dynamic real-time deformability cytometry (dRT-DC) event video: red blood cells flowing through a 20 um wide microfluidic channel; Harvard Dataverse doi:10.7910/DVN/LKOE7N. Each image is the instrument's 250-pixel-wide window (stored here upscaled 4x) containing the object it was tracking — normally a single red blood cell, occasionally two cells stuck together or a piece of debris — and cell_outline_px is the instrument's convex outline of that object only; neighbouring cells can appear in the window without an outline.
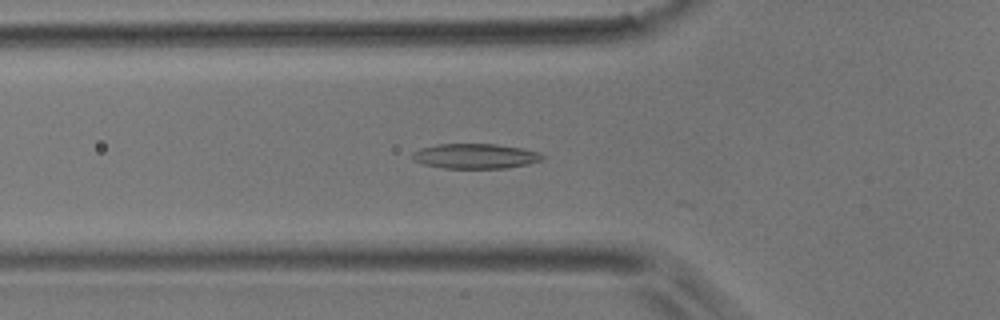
{"species": "common noctule bat (a hibernating species)", "species_latin": "Nyctalus noctula", "temperature_condition": "room temperature", "stored_images_in_passage": 23, "camera_frame_rate_fps": 3000, "um_per_image_px": 0.085, "animal": {"sex": "male", "body_mass_g": 17.9}, "frame": {"image": 1, "passage_image": 14, "time_ms": 4.333, "image_size_px": [1000, 320], "cell_outline_px": [[544, 160], [528, 164], [504, 168], [444, 168], [424, 164], [412, 160], [412, 152], [420, 148], [436, 144], [496, 144], [520, 148], [540, 152], [544, 156]], "centroid_in_image_um": [40.39, 13.27], "position_along_channel_um": 85.4, "area_um2": 18.96}}
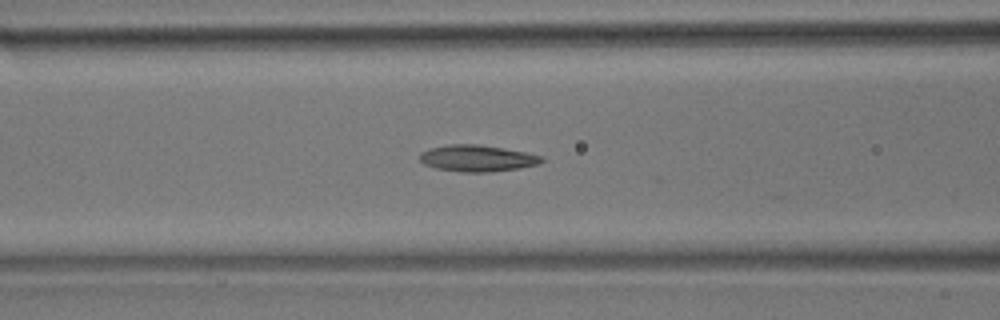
{"frame": {"image": 2, "passage_image": 17, "time_ms": 5.333, "image_size_px": [1000, 320], "cell_outline_px": [[544, 160], [540, 164], [520, 168], [492, 172], [460, 172], [436, 168], [424, 164], [420, 160], [420, 152], [428, 148], [448, 144], [480, 144], [504, 148], [544, 156]], "centroid_in_image_um": [40.57, 13.45], "position_along_channel_um": 126.0, "area_um2": 19.07}}
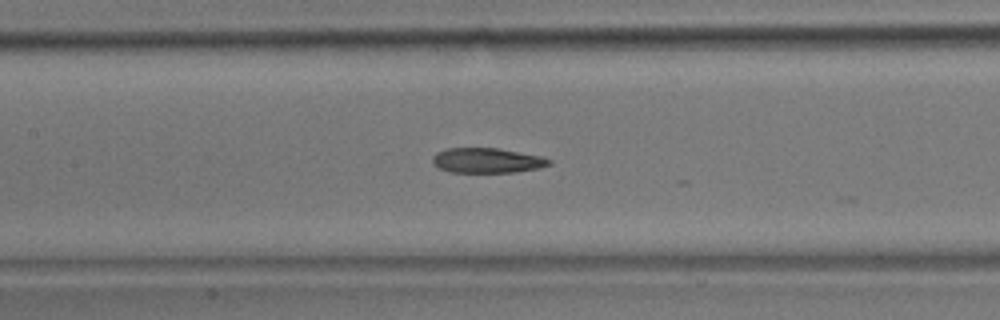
{"frame": {"image": 3, "passage_image": 20, "time_ms": 6.333, "image_size_px": [1000, 320], "cell_outline_px": [[552, 164], [536, 168], [516, 172], [448, 172], [432, 164], [432, 156], [436, 152], [444, 148], [500, 148], [544, 156], [552, 160]], "centroid_in_image_um": [41.4, 13.63], "position_along_channel_um": 166.0, "area_um2": 17.22}}